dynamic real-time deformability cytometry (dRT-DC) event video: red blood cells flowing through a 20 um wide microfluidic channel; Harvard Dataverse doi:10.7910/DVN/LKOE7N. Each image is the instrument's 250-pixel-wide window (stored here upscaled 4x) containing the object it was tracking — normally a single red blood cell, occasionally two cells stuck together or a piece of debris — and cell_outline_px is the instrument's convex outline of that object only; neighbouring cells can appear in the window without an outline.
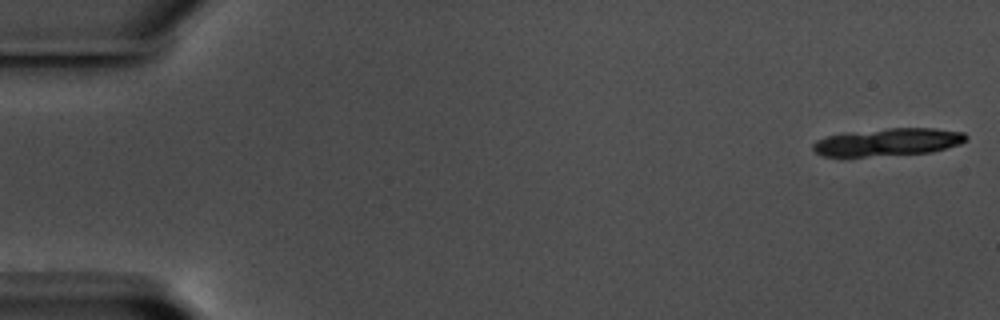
{"species": "common noctule bat (a hibernating species)", "species_latin": "Nyctalus noctula", "temperature_condition": "warm", "stored_images_in_passage": 20, "camera_frame_rate_fps": 3000, "um_per_image_px": 0.085, "animal": {"sex": "male", "body_mass_g": 17.5, "forearm_length_mm": 52.3}, "frame": {"image": 1, "passage_image": 1, "time_ms": 0.0, "image_size_px": [1000, 320], "cell_outline_px": [[968, 140], [960, 144], [932, 152], [844, 160], [840, 160], [824, 156], [816, 152], [812, 148], [812, 144], [816, 140], [828, 136], [888, 128], [936, 128], [964, 132], [968, 136]], "centroid_in_image_um": [75.43, 12.14], "position_along_channel_um": 9.6, "area_um2": 25.61}}